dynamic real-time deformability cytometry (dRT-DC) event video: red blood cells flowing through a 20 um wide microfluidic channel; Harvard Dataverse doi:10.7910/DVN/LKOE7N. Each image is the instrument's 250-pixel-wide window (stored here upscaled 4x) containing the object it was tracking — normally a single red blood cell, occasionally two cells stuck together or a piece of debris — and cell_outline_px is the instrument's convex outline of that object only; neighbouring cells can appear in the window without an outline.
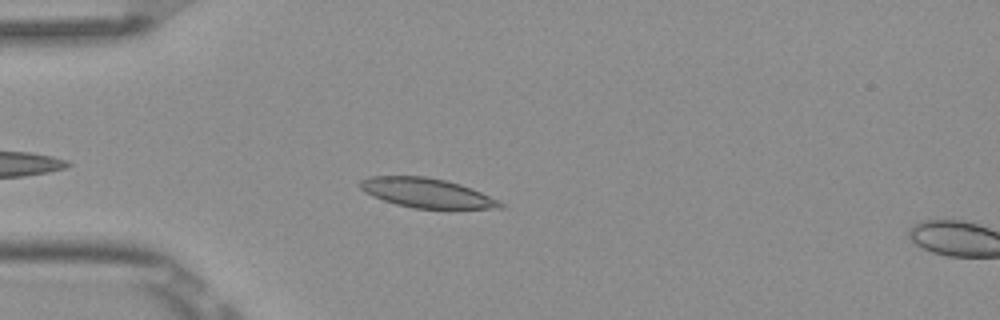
{"species": "Egyptian fruit bat (a non-hibernating species)", "species_latin": "Rousettus aegyptiacus", "temperature_condition": "room temperature", "stored_images_in_passage": 6, "camera_frame_rate_fps": 3000, "um_per_image_px": 0.085, "frame": {"image": 1, "passage_image": 5, "time_ms": 1.333, "image_size_px": [1000, 320], "cell_outline_px": [[504, 208], [412, 208], [396, 204], [372, 196], [364, 192], [356, 184], [360, 180], [372, 176], [424, 176], [444, 180], [460, 184], [472, 188], [504, 204]], "centroid_in_image_um": [36.2, 16.39], "position_along_channel_um": 48.8, "area_um2": 23.81}}